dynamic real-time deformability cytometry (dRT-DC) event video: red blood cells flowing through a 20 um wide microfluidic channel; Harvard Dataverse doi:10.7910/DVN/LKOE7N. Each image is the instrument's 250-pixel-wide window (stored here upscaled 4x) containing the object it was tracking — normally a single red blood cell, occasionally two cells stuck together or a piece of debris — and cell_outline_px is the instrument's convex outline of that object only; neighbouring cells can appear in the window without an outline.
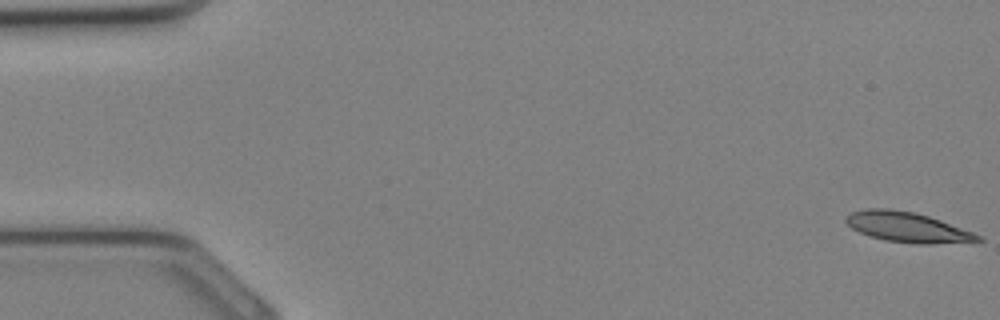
{"species": "Egyptian fruit bat (a non-hibernating species)", "species_latin": "Rousettus aegyptiacus", "temperature_condition": "cold", "stored_images_in_passage": 34, "camera_frame_rate_fps": 3000, "um_per_image_px": 0.085, "animal": {"sex": "female"}, "frame": {"image": 1, "passage_image": 1, "time_ms": 0.0, "image_size_px": [1000, 320], "cell_outline_px": [[984, 240], [928, 244], [916, 244], [884, 240], [860, 232], [852, 228], [844, 220], [844, 216], [852, 212], [864, 208], [892, 208], [912, 212], [928, 216], [940, 220], [972, 232], [980, 236]], "centroid_in_image_um": [77.06, 19.29], "position_along_channel_um": 7.9, "area_um2": 22.89}}
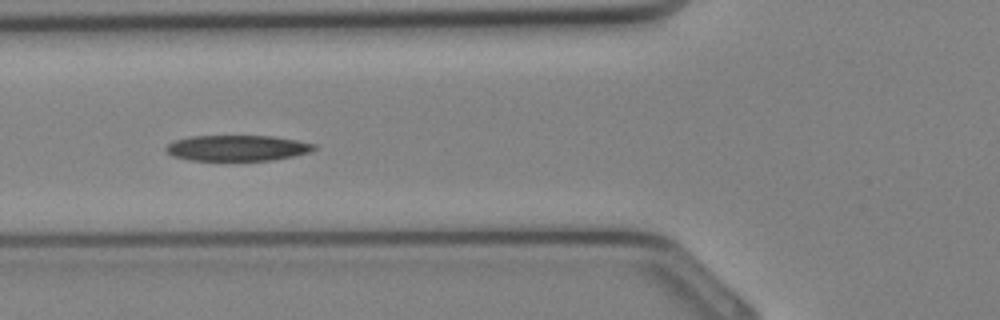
{"frame": {"image": 2, "passage_image": 13, "time_ms": 4.0, "image_size_px": [1000, 320], "cell_outline_px": [[316, 148], [312, 152], [272, 160], [188, 160], [172, 156], [164, 148], [172, 140], [192, 136], [272, 136], [296, 140], [316, 144]], "centroid_in_image_um": [20.15, 12.58], "position_along_channel_um": 105.6, "area_um2": 22.25}}
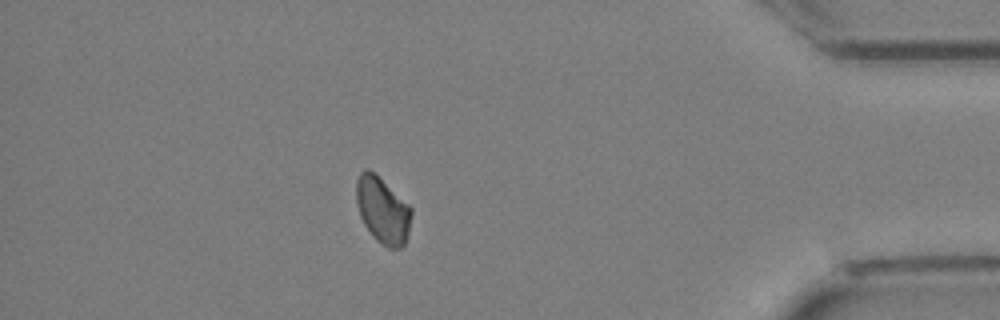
{"frame": {"image": 3, "passage_image": 30, "time_ms": 9.667, "image_size_px": [1000, 320], "cell_outline_px": [[412, 212], [408, 232], [404, 244], [400, 248], [388, 248], [376, 240], [364, 224], [360, 216], [356, 200], [356, 180], [360, 172], [364, 168], [368, 168], [408, 204], [412, 208]], "centroid_in_image_um": [32.5, 17.87], "position_along_channel_um": 402.7, "area_um2": 20.98}}